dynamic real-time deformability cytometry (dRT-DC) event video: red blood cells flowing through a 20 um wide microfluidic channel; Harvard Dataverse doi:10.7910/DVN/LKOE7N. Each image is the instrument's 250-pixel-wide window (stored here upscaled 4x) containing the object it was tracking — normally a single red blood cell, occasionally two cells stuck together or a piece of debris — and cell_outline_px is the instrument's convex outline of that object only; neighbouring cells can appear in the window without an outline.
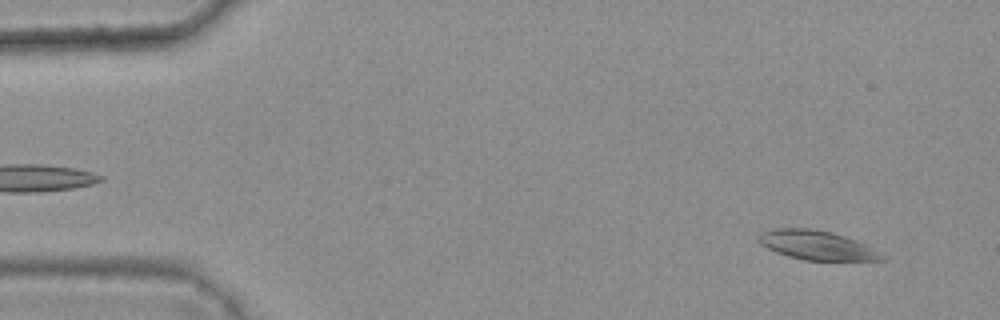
{"species": "common noctule bat (a hibernating species)", "species_latin": "Nyctalus noctula", "temperature_condition": "warm", "stored_images_in_passage": 45, "camera_frame_rate_fps": 3000, "um_per_image_px": 0.085, "animal": {"sex": "female", "body_mass_g": 25.1}, "frame": {"image": 1, "passage_image": 4, "time_ms": 1.0, "image_size_px": [1000, 320], "cell_outline_px": [[888, 260], [804, 260], [788, 256], [776, 252], [760, 244], [756, 240], [756, 236], [760, 232], [772, 228], [808, 228], [832, 232], [868, 244], [884, 256]], "centroid_in_image_um": [69.39, 20.83], "position_along_channel_um": 15.6, "area_um2": 21.15}}
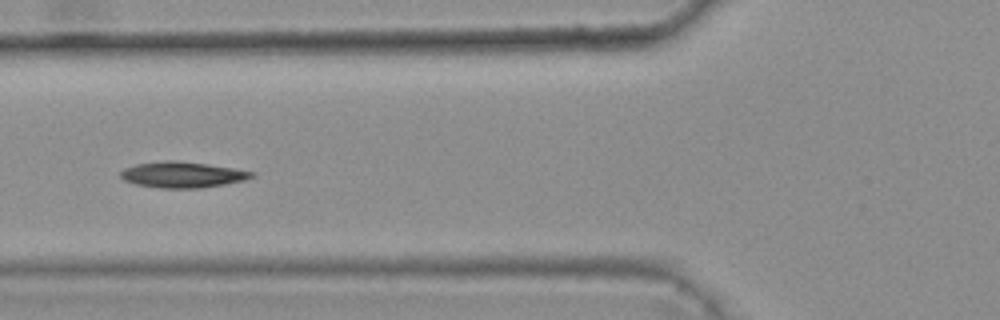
{"frame": {"image": 2, "passage_image": 20, "time_ms": 6.333, "image_size_px": [1000, 320], "cell_outline_px": [[256, 176], [244, 180], [224, 184], [200, 188], [160, 188], [136, 184], [124, 180], [120, 176], [120, 172], [124, 168], [136, 164], [164, 160], [176, 160], [208, 164], [256, 172]], "centroid_in_image_um": [15.51, 14.84], "position_along_channel_um": 110.3, "area_um2": 19.83}}
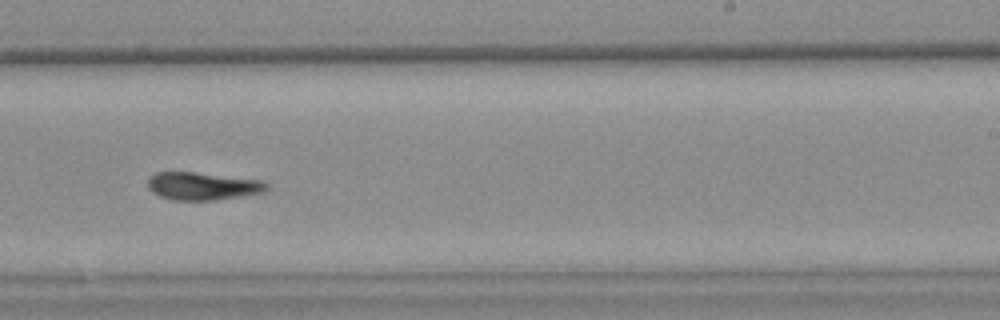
{"frame": {"image": 3, "passage_image": 33, "time_ms": 10.667, "image_size_px": [1000, 320], "cell_outline_px": [[268, 188], [264, 192], [240, 196], [212, 200], [172, 200], [160, 196], [152, 192], [148, 188], [148, 176], [156, 172], [196, 172], [264, 180], [268, 184]], "centroid_in_image_um": [17.21, 15.8], "position_along_channel_um": 271.8, "area_um2": 19.36}, "authors_computed_cell_mechanics": {"area_um2": 19.9988, "velocity_mm_per_s": 3.7351, "shape_relaxation_time_tau1_ms": 4.1376, "shape_relaxation_time_tau2_ms": null, "deformation_change_tau1": 0.1056, "deformation_change_tau2": null}}